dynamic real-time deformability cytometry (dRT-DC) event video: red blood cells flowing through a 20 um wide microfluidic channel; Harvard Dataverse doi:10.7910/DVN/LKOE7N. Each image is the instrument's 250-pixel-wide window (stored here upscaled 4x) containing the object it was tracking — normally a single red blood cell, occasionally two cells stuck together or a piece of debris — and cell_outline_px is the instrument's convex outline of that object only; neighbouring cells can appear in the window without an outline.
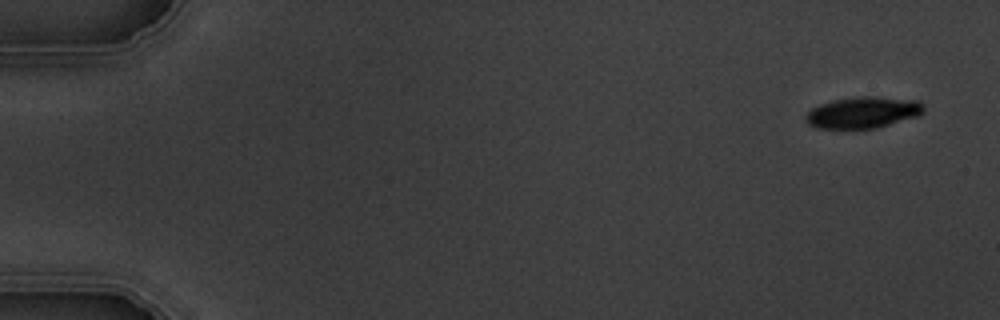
{"species": "common noctule bat (a hibernating species)", "species_latin": "Nyctalus noctula", "temperature_condition": "warm", "stored_images_in_passage": 4, "camera_frame_rate_fps": 3000, "um_per_image_px": 0.085, "animal": {"sex": "male", "body_mass_g": 19.5, "forearm_length_mm": 54.6}, "frame": {"image": 1, "passage_image": 1, "time_ms": 0.0, "image_size_px": [1000, 320], "cell_outline_px": [[924, 112], [920, 116], [876, 128], [816, 128], [808, 124], [804, 120], [804, 116], [812, 108], [820, 104], [836, 100], [856, 96], [876, 96], [920, 100], [924, 108]], "centroid_in_image_um": [73.38, 9.55], "position_along_channel_um": 11.6, "area_um2": 21.79}}
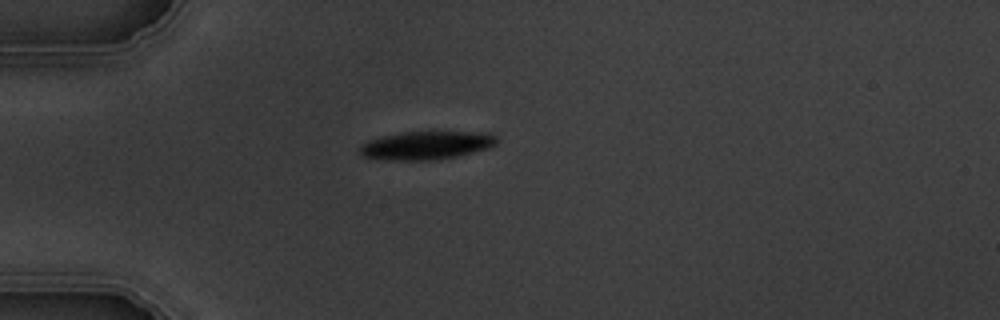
{"frame": {"image": 2, "passage_image": 4, "time_ms": 4.333, "image_size_px": [1000, 320], "cell_outline_px": [[496, 144], [488, 148], [456, 156], [432, 160], [392, 160], [364, 156], [360, 152], [360, 148], [368, 140], [380, 136], [404, 132], [488, 132], [496, 136]], "centroid_in_image_um": [36.26, 12.34], "position_along_channel_um": 48.7, "area_um2": 22.25}}